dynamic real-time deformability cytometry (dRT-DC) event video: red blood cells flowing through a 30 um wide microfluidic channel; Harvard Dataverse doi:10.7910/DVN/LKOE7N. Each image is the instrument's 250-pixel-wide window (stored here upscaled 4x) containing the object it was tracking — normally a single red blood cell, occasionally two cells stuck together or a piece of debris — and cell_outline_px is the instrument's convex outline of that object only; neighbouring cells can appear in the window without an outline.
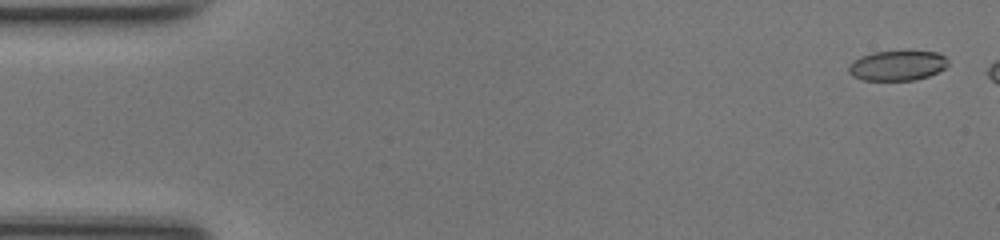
{"species": "common noctule bat (a hibernating species)", "species_latin": "Nyctalus noctula", "temperature_condition": "room temperature", "stored_images_in_passage": 7, "camera_frame_rate_fps": 3000, "um_per_image_px": 0.085, "animal": {"sex": "female", "body_mass_g": 17.0, "forearm_length_mm": 48.0}, "frame": {"image": 1, "passage_image": 2, "time_ms": 0.333, "image_size_px": [1000, 240], "cell_outline_px": [[948, 64], [944, 68], [928, 76], [916, 80], [864, 80], [852, 76], [848, 72], [848, 68], [852, 60], [860, 56], [872, 52], [904, 48], [936, 52], [944, 56], [948, 60]], "centroid_in_image_um": [76.26, 5.52], "position_along_channel_um": 8.7, "area_um2": 18.15}}